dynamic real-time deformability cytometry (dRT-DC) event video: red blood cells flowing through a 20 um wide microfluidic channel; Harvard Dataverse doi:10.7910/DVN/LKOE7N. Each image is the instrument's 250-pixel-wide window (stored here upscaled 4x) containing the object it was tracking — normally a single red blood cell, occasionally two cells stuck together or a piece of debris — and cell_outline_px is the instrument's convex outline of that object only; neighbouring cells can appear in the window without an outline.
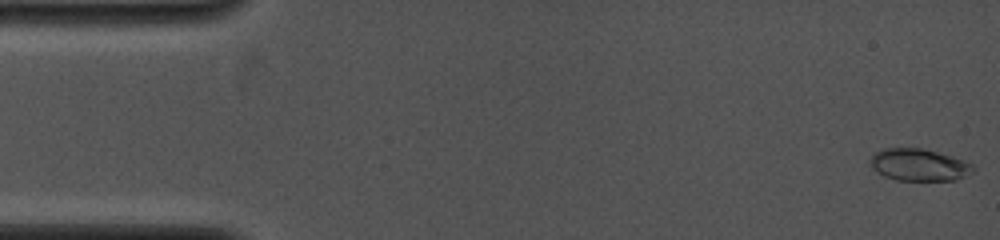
{"species": "common noctule bat (a hibernating species)", "species_latin": "Nyctalus noctula", "temperature_condition": "cold", "stored_images_in_passage": 28, "camera_frame_rate_fps": 4000, "um_per_image_px": 0.085, "animal": {"sex": "female", "body_mass_g": 19.0, "forearm_length_mm": 53.3}, "frame": {"image": 1, "passage_image": 1, "time_ms": 0.0, "image_size_px": [1000, 240], "cell_outline_px": [[976, 168], [972, 172], [956, 180], [896, 180], [884, 176], [876, 172], [872, 168], [868, 160], [876, 152], [884, 148], [920, 148], [952, 156], [972, 164]], "centroid_in_image_um": [78.08, 14.01], "position_along_channel_um": 6.9, "area_um2": 19.19}}
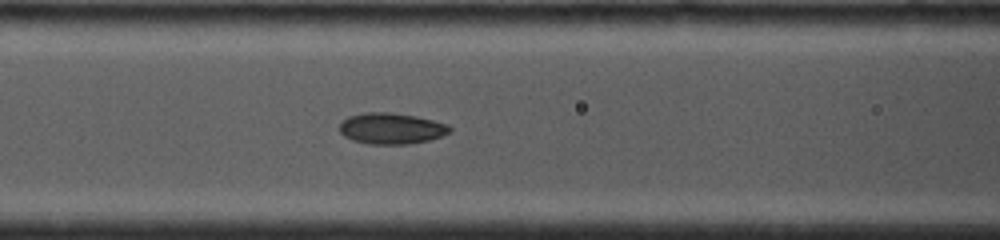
{"frame": {"image": 2, "passage_image": 19, "time_ms": 6.0, "image_size_px": [1000, 240], "cell_outline_px": [[452, 132], [428, 140], [408, 144], [368, 144], [352, 140], [344, 136], [340, 132], [340, 124], [348, 116], [364, 112], [388, 112], [416, 116], [448, 124], [452, 128]], "centroid_in_image_um": [33.26, 10.92], "position_along_channel_um": 133.3, "area_um2": 20.0}}
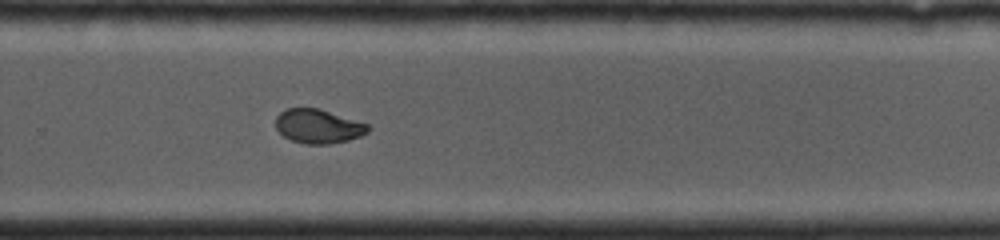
{"frame": {"image": 3, "passage_image": 28, "time_ms": 10.0, "image_size_px": [1000, 240], "cell_outline_px": [[368, 132], [360, 136], [348, 140], [328, 144], [304, 144], [292, 140], [284, 136], [276, 128], [276, 116], [280, 112], [288, 108], [320, 108], [368, 124]], "centroid_in_image_um": [27.03, 10.73], "position_along_channel_um": 302.8, "area_um2": 18.26}}